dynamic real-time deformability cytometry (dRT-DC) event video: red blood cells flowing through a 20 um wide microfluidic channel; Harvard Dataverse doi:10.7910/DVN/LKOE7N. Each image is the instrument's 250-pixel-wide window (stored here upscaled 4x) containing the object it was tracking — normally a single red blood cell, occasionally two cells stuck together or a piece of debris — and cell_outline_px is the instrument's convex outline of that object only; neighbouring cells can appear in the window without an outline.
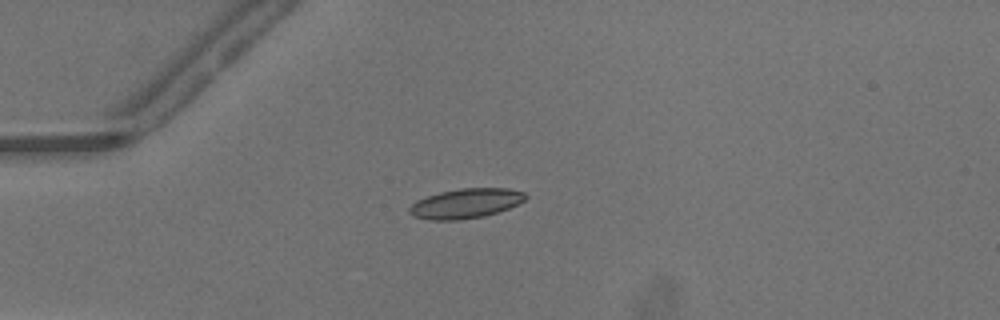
{"species": "common noctule bat (a hibernating species)", "species_latin": "Nyctalus noctula", "temperature_condition": "warm", "stored_images_in_passage": 50, "camera_frame_rate_fps": 3000, "um_per_image_px": 0.085, "animal": {"sex": "male", "body_mass_g": 13.3}, "frame": {"image": 1, "passage_image": 14, "time_ms": 4.333, "image_size_px": [1000, 320], "cell_outline_px": [[528, 196], [524, 200], [508, 208], [484, 216], [460, 220], [428, 220], [412, 216], [408, 212], [408, 208], [416, 200], [440, 192], [460, 188], [508, 188], [524, 192]], "centroid_in_image_um": [39.55, 17.29], "position_along_channel_um": 45.5, "area_um2": 20.11}}
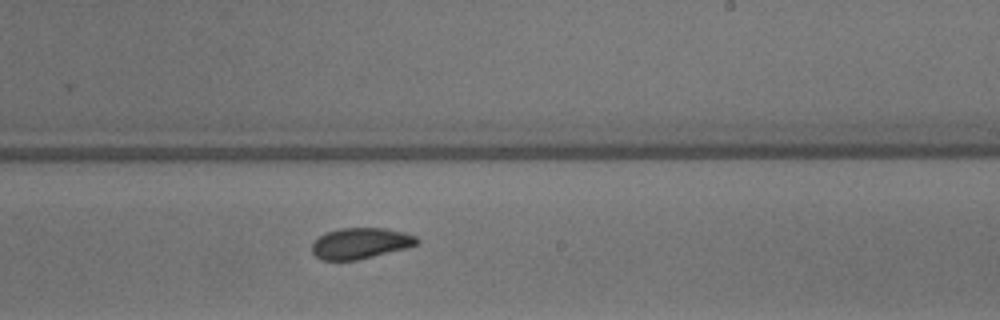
{"frame": {"image": 2, "passage_image": 31, "time_ms": 10.0, "image_size_px": [1000, 320], "cell_outline_px": [[420, 244], [408, 248], [356, 260], [320, 260], [312, 252], [312, 244], [320, 236], [328, 232], [340, 228], [384, 228], [404, 232], [416, 236], [420, 240]], "centroid_in_image_um": [30.69, 20.68], "position_along_channel_um": 258.3, "area_um2": 18.96}}
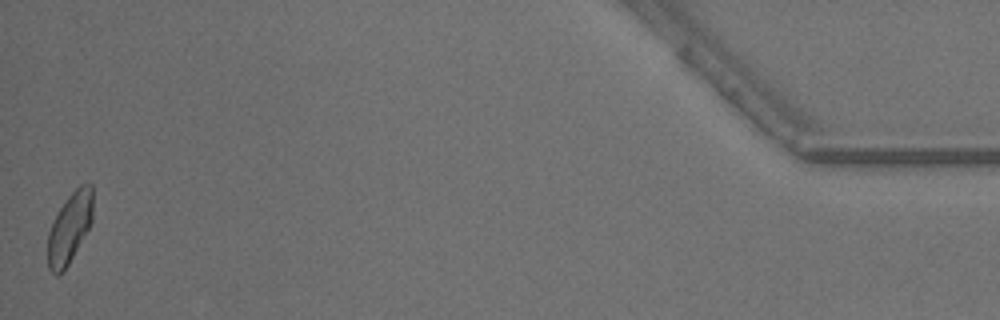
{"frame": {"image": 3, "passage_image": 50, "time_ms": 16.333, "image_size_px": [1000, 320], "cell_outline_px": [[92, 220], [88, 228], [64, 272], [56, 276], [48, 268], [48, 232], [60, 208], [68, 196], [80, 184], [92, 184]], "centroid_in_image_um": [5.91, 19.39], "position_along_channel_um": 429.3, "area_um2": 18.21}, "authors_computed_cell_mechanics": {"area_um2": 19.0162, "velocity_mm_per_s": 4.1879, "shape_relaxation_time_tau1_ms": 2.8493, "shape_relaxation_time_tau2_ms": 1.5574, "deformation_change_tau1": 0.1293, "deformation_change_tau2": 0.0693}}